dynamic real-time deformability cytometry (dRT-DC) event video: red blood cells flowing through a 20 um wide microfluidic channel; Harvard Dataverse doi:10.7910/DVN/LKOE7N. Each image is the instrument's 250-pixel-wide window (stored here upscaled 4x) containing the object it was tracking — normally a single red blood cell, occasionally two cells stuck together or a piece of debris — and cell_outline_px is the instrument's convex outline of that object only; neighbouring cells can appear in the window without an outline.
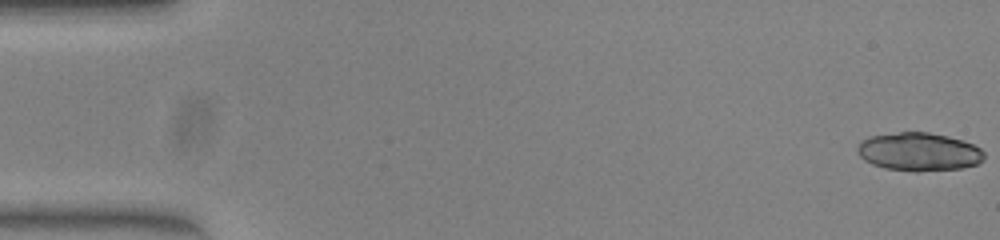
{"species": "common noctule bat (a hibernating species)", "species_latin": "Nyctalus noctula", "temperature_condition": "warm", "stored_images_in_passage": 19, "camera_frame_rate_fps": 3000, "um_per_image_px": 0.085, "animal": {"sex": "female", "body_mass_g": 23.0, "forearm_length_mm": 53.4}, "frame": {"image": 1, "passage_image": 1, "time_ms": 0.0, "image_size_px": [1000, 240], "cell_outline_px": [[984, 160], [976, 164], [960, 168], [920, 172], [916, 172], [884, 168], [872, 164], [864, 160], [860, 156], [856, 148], [864, 140], [872, 136], [900, 132], [928, 132], [948, 136], [972, 144], [980, 148], [984, 152]], "centroid_in_image_um": [78.12, 12.91], "position_along_channel_um": 6.9, "area_um2": 28.15}}
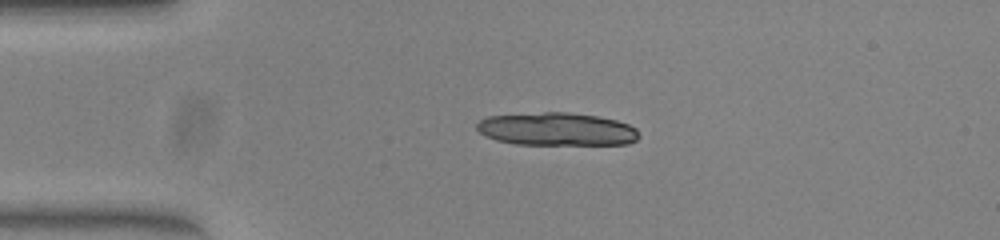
{"frame": {"image": 2, "passage_image": 12, "time_ms": 3.667, "image_size_px": [1000, 240], "cell_outline_px": [[640, 136], [636, 140], [628, 144], [516, 144], [496, 140], [480, 132], [476, 128], [476, 124], [480, 120], [488, 116], [544, 112], [568, 112], [596, 116], [616, 120], [628, 124], [636, 128]], "centroid_in_image_um": [47.34, 10.97], "position_along_channel_um": 37.7, "area_um2": 31.04}}